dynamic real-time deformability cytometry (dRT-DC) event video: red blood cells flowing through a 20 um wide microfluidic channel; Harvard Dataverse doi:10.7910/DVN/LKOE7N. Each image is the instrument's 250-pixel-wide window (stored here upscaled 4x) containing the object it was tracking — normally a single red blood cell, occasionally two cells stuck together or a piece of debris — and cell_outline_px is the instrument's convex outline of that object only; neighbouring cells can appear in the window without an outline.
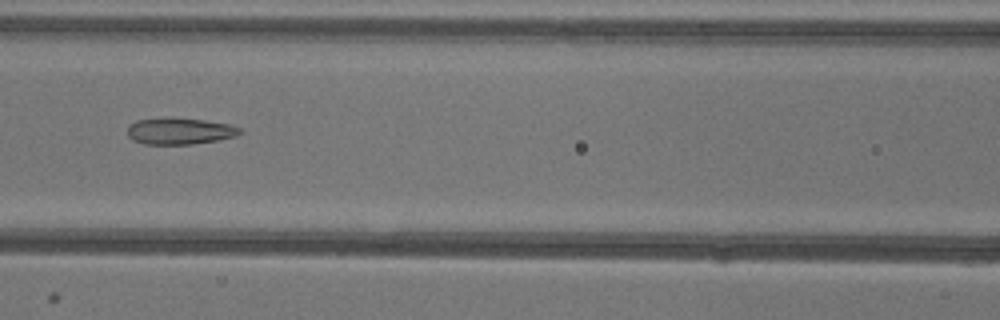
{"species": "common noctule bat (a hibernating species)", "species_latin": "Nyctalus noctula", "temperature_condition": "warm", "stored_images_in_passage": 46, "camera_frame_rate_fps": 3000, "um_per_image_px": 0.085, "animal": {"sex": "female"}, "frame": {"image": 1, "passage_image": 16, "time_ms": 5.0, "image_size_px": [1000, 320], "cell_outline_px": [[244, 132], [236, 136], [216, 140], [192, 144], [144, 144], [132, 140], [128, 136], [128, 124], [136, 120], [204, 120], [228, 124], [240, 128]], "centroid_in_image_um": [15.29, 11.18], "position_along_channel_um": 151.3, "area_um2": 16.7}}
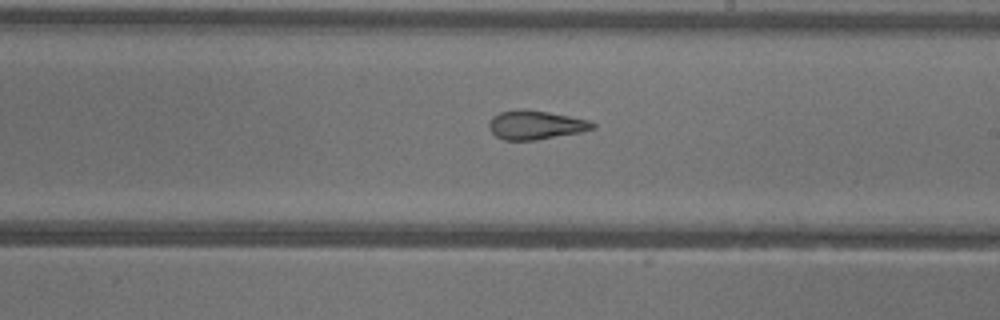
{"frame": {"image": 2, "passage_image": 23, "time_ms": 7.333, "image_size_px": [1000, 320], "cell_outline_px": [[596, 128], [580, 132], [536, 140], [504, 140], [496, 136], [488, 128], [488, 124], [492, 116], [500, 112], [520, 108], [524, 108], [548, 112], [592, 120], [596, 124]], "centroid_in_image_um": [45.53, 10.61], "position_along_channel_um": 243.5, "area_um2": 17.69}}
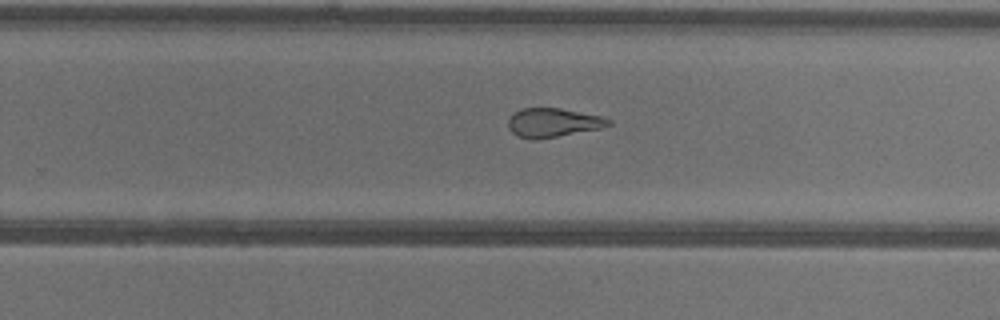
{"frame": {"image": 3, "passage_image": 26, "time_ms": 8.333, "image_size_px": [1000, 320], "cell_outline_px": [[612, 124], [600, 128], [536, 140], [532, 140], [520, 136], [512, 132], [508, 128], [508, 120], [512, 112], [520, 108], [560, 108], [600, 116], [612, 120]], "centroid_in_image_um": [46.97, 10.41], "position_along_channel_um": 282.8, "area_um2": 16.88}, "authors_computed_cell_mechanics": {"area_um2": 17.051, "velocity_mm_per_s": 3.9503, "shape_relaxation_time_tau1_ms": null, "shape_relaxation_time_tau2_ms": 1.9208, "deformation_change_tau1": null, "deformation_change_tau2": 0.1095}}